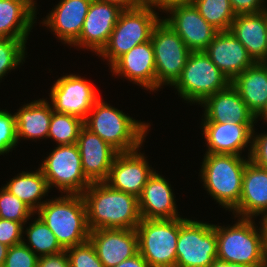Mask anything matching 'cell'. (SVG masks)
Instances as JSON below:
<instances>
[{"label": "cell", "instance_id": "obj_31", "mask_svg": "<svg viewBox=\"0 0 267 267\" xmlns=\"http://www.w3.org/2000/svg\"><path fill=\"white\" fill-rule=\"evenodd\" d=\"M199 14L218 31H229L236 17L230 0H191Z\"/></svg>", "mask_w": 267, "mask_h": 267}, {"label": "cell", "instance_id": "obj_20", "mask_svg": "<svg viewBox=\"0 0 267 267\" xmlns=\"http://www.w3.org/2000/svg\"><path fill=\"white\" fill-rule=\"evenodd\" d=\"M201 105L205 108L202 123L255 124L257 121L231 84L207 97Z\"/></svg>", "mask_w": 267, "mask_h": 267}, {"label": "cell", "instance_id": "obj_2", "mask_svg": "<svg viewBox=\"0 0 267 267\" xmlns=\"http://www.w3.org/2000/svg\"><path fill=\"white\" fill-rule=\"evenodd\" d=\"M238 219L231 227L216 225L217 259L249 267L263 265L267 262V233L262 222L258 228L252 218Z\"/></svg>", "mask_w": 267, "mask_h": 267}, {"label": "cell", "instance_id": "obj_37", "mask_svg": "<svg viewBox=\"0 0 267 267\" xmlns=\"http://www.w3.org/2000/svg\"><path fill=\"white\" fill-rule=\"evenodd\" d=\"M38 256L23 242L9 247L3 267H37Z\"/></svg>", "mask_w": 267, "mask_h": 267}, {"label": "cell", "instance_id": "obj_23", "mask_svg": "<svg viewBox=\"0 0 267 267\" xmlns=\"http://www.w3.org/2000/svg\"><path fill=\"white\" fill-rule=\"evenodd\" d=\"M160 174L153 173L138 197L142 219L180 218L171 185Z\"/></svg>", "mask_w": 267, "mask_h": 267}, {"label": "cell", "instance_id": "obj_9", "mask_svg": "<svg viewBox=\"0 0 267 267\" xmlns=\"http://www.w3.org/2000/svg\"><path fill=\"white\" fill-rule=\"evenodd\" d=\"M151 42L155 57L156 90L165 84L173 86L181 76L191 50L162 19L152 31Z\"/></svg>", "mask_w": 267, "mask_h": 267}, {"label": "cell", "instance_id": "obj_22", "mask_svg": "<svg viewBox=\"0 0 267 267\" xmlns=\"http://www.w3.org/2000/svg\"><path fill=\"white\" fill-rule=\"evenodd\" d=\"M234 217L253 218L267 213V169L251 160L246 163L239 204L233 209Z\"/></svg>", "mask_w": 267, "mask_h": 267}, {"label": "cell", "instance_id": "obj_32", "mask_svg": "<svg viewBox=\"0 0 267 267\" xmlns=\"http://www.w3.org/2000/svg\"><path fill=\"white\" fill-rule=\"evenodd\" d=\"M84 121L76 116L53 111L48 137L58 145H72L77 142Z\"/></svg>", "mask_w": 267, "mask_h": 267}, {"label": "cell", "instance_id": "obj_13", "mask_svg": "<svg viewBox=\"0 0 267 267\" xmlns=\"http://www.w3.org/2000/svg\"><path fill=\"white\" fill-rule=\"evenodd\" d=\"M171 17L162 18L191 51H204L219 32L200 14L192 2L169 8Z\"/></svg>", "mask_w": 267, "mask_h": 267}, {"label": "cell", "instance_id": "obj_44", "mask_svg": "<svg viewBox=\"0 0 267 267\" xmlns=\"http://www.w3.org/2000/svg\"><path fill=\"white\" fill-rule=\"evenodd\" d=\"M103 2L115 4L123 10H129L141 5V0H100Z\"/></svg>", "mask_w": 267, "mask_h": 267}, {"label": "cell", "instance_id": "obj_42", "mask_svg": "<svg viewBox=\"0 0 267 267\" xmlns=\"http://www.w3.org/2000/svg\"><path fill=\"white\" fill-rule=\"evenodd\" d=\"M188 2L191 0H141V5L150 9L158 8L167 11L171 7Z\"/></svg>", "mask_w": 267, "mask_h": 267}, {"label": "cell", "instance_id": "obj_18", "mask_svg": "<svg viewBox=\"0 0 267 267\" xmlns=\"http://www.w3.org/2000/svg\"><path fill=\"white\" fill-rule=\"evenodd\" d=\"M204 52L230 81L255 63L230 31H219Z\"/></svg>", "mask_w": 267, "mask_h": 267}, {"label": "cell", "instance_id": "obj_19", "mask_svg": "<svg viewBox=\"0 0 267 267\" xmlns=\"http://www.w3.org/2000/svg\"><path fill=\"white\" fill-rule=\"evenodd\" d=\"M110 67L114 75L125 76L144 89L156 90L155 57L151 40L133 47Z\"/></svg>", "mask_w": 267, "mask_h": 267}, {"label": "cell", "instance_id": "obj_25", "mask_svg": "<svg viewBox=\"0 0 267 267\" xmlns=\"http://www.w3.org/2000/svg\"><path fill=\"white\" fill-rule=\"evenodd\" d=\"M229 31L243 44L255 62L264 59L267 53V10L236 15Z\"/></svg>", "mask_w": 267, "mask_h": 267}, {"label": "cell", "instance_id": "obj_43", "mask_svg": "<svg viewBox=\"0 0 267 267\" xmlns=\"http://www.w3.org/2000/svg\"><path fill=\"white\" fill-rule=\"evenodd\" d=\"M115 267H149L146 260L138 252L132 258L126 259Z\"/></svg>", "mask_w": 267, "mask_h": 267}, {"label": "cell", "instance_id": "obj_7", "mask_svg": "<svg viewBox=\"0 0 267 267\" xmlns=\"http://www.w3.org/2000/svg\"><path fill=\"white\" fill-rule=\"evenodd\" d=\"M158 17L154 9L142 5L123 10L108 43L98 55L108 59L111 66L133 47L151 40L152 31L161 20Z\"/></svg>", "mask_w": 267, "mask_h": 267}, {"label": "cell", "instance_id": "obj_24", "mask_svg": "<svg viewBox=\"0 0 267 267\" xmlns=\"http://www.w3.org/2000/svg\"><path fill=\"white\" fill-rule=\"evenodd\" d=\"M91 1L61 0L43 20V24L51 28L59 40L72 46L81 34Z\"/></svg>", "mask_w": 267, "mask_h": 267}, {"label": "cell", "instance_id": "obj_50", "mask_svg": "<svg viewBox=\"0 0 267 267\" xmlns=\"http://www.w3.org/2000/svg\"><path fill=\"white\" fill-rule=\"evenodd\" d=\"M261 63L267 65V53H266L264 59L261 61Z\"/></svg>", "mask_w": 267, "mask_h": 267}, {"label": "cell", "instance_id": "obj_8", "mask_svg": "<svg viewBox=\"0 0 267 267\" xmlns=\"http://www.w3.org/2000/svg\"><path fill=\"white\" fill-rule=\"evenodd\" d=\"M229 78L204 51H191L181 76L173 85L188 102L201 104L207 97L226 89Z\"/></svg>", "mask_w": 267, "mask_h": 267}, {"label": "cell", "instance_id": "obj_10", "mask_svg": "<svg viewBox=\"0 0 267 267\" xmlns=\"http://www.w3.org/2000/svg\"><path fill=\"white\" fill-rule=\"evenodd\" d=\"M215 259L216 225L186 218L180 224L175 267H209Z\"/></svg>", "mask_w": 267, "mask_h": 267}, {"label": "cell", "instance_id": "obj_3", "mask_svg": "<svg viewBox=\"0 0 267 267\" xmlns=\"http://www.w3.org/2000/svg\"><path fill=\"white\" fill-rule=\"evenodd\" d=\"M84 126L121 153L141 148L149 124L127 116L100 98L92 106Z\"/></svg>", "mask_w": 267, "mask_h": 267}, {"label": "cell", "instance_id": "obj_36", "mask_svg": "<svg viewBox=\"0 0 267 267\" xmlns=\"http://www.w3.org/2000/svg\"><path fill=\"white\" fill-rule=\"evenodd\" d=\"M18 144L15 113L0 110V155L8 153Z\"/></svg>", "mask_w": 267, "mask_h": 267}, {"label": "cell", "instance_id": "obj_21", "mask_svg": "<svg viewBox=\"0 0 267 267\" xmlns=\"http://www.w3.org/2000/svg\"><path fill=\"white\" fill-rule=\"evenodd\" d=\"M204 138L210 154H233L241 156L242 150L252 143L254 124L202 123ZM241 151V152H240Z\"/></svg>", "mask_w": 267, "mask_h": 267}, {"label": "cell", "instance_id": "obj_15", "mask_svg": "<svg viewBox=\"0 0 267 267\" xmlns=\"http://www.w3.org/2000/svg\"><path fill=\"white\" fill-rule=\"evenodd\" d=\"M138 151L118 153L105 181L111 188L136 197L141 195L143 187L155 172Z\"/></svg>", "mask_w": 267, "mask_h": 267}, {"label": "cell", "instance_id": "obj_1", "mask_svg": "<svg viewBox=\"0 0 267 267\" xmlns=\"http://www.w3.org/2000/svg\"><path fill=\"white\" fill-rule=\"evenodd\" d=\"M87 224L96 229H136L142 220L138 197L111 188L105 182L91 183L83 192Z\"/></svg>", "mask_w": 267, "mask_h": 267}, {"label": "cell", "instance_id": "obj_39", "mask_svg": "<svg viewBox=\"0 0 267 267\" xmlns=\"http://www.w3.org/2000/svg\"><path fill=\"white\" fill-rule=\"evenodd\" d=\"M252 134V143L250 144L249 158L257 166L267 169V133L255 136Z\"/></svg>", "mask_w": 267, "mask_h": 267}, {"label": "cell", "instance_id": "obj_48", "mask_svg": "<svg viewBox=\"0 0 267 267\" xmlns=\"http://www.w3.org/2000/svg\"><path fill=\"white\" fill-rule=\"evenodd\" d=\"M260 116H262L261 119L263 118L267 122V103L265 107L263 108V110L256 116V119H258V117Z\"/></svg>", "mask_w": 267, "mask_h": 267}, {"label": "cell", "instance_id": "obj_41", "mask_svg": "<svg viewBox=\"0 0 267 267\" xmlns=\"http://www.w3.org/2000/svg\"><path fill=\"white\" fill-rule=\"evenodd\" d=\"M37 267H70L66 250L58 254L40 256Z\"/></svg>", "mask_w": 267, "mask_h": 267}, {"label": "cell", "instance_id": "obj_4", "mask_svg": "<svg viewBox=\"0 0 267 267\" xmlns=\"http://www.w3.org/2000/svg\"><path fill=\"white\" fill-rule=\"evenodd\" d=\"M55 200H45L36 212L54 233L59 244L67 249L89 240L90 229L87 224V209L84 197L66 194Z\"/></svg>", "mask_w": 267, "mask_h": 267}, {"label": "cell", "instance_id": "obj_17", "mask_svg": "<svg viewBox=\"0 0 267 267\" xmlns=\"http://www.w3.org/2000/svg\"><path fill=\"white\" fill-rule=\"evenodd\" d=\"M76 144L86 178L91 183L105 182L119 152L85 126L81 128Z\"/></svg>", "mask_w": 267, "mask_h": 267}, {"label": "cell", "instance_id": "obj_49", "mask_svg": "<svg viewBox=\"0 0 267 267\" xmlns=\"http://www.w3.org/2000/svg\"><path fill=\"white\" fill-rule=\"evenodd\" d=\"M262 224H263V227L265 228V231L267 233V213L265 214V216L261 219Z\"/></svg>", "mask_w": 267, "mask_h": 267}, {"label": "cell", "instance_id": "obj_5", "mask_svg": "<svg viewBox=\"0 0 267 267\" xmlns=\"http://www.w3.org/2000/svg\"><path fill=\"white\" fill-rule=\"evenodd\" d=\"M245 160L239 155L205 153L200 173L204 188L226 210H233L240 201Z\"/></svg>", "mask_w": 267, "mask_h": 267}, {"label": "cell", "instance_id": "obj_46", "mask_svg": "<svg viewBox=\"0 0 267 267\" xmlns=\"http://www.w3.org/2000/svg\"><path fill=\"white\" fill-rule=\"evenodd\" d=\"M9 247L0 243V267H3Z\"/></svg>", "mask_w": 267, "mask_h": 267}, {"label": "cell", "instance_id": "obj_34", "mask_svg": "<svg viewBox=\"0 0 267 267\" xmlns=\"http://www.w3.org/2000/svg\"><path fill=\"white\" fill-rule=\"evenodd\" d=\"M34 212L19 198L4 187L0 189V218L20 222L25 225Z\"/></svg>", "mask_w": 267, "mask_h": 267}, {"label": "cell", "instance_id": "obj_33", "mask_svg": "<svg viewBox=\"0 0 267 267\" xmlns=\"http://www.w3.org/2000/svg\"><path fill=\"white\" fill-rule=\"evenodd\" d=\"M27 40L0 37V79L17 68L25 58Z\"/></svg>", "mask_w": 267, "mask_h": 267}, {"label": "cell", "instance_id": "obj_6", "mask_svg": "<svg viewBox=\"0 0 267 267\" xmlns=\"http://www.w3.org/2000/svg\"><path fill=\"white\" fill-rule=\"evenodd\" d=\"M186 218L142 219L135 229L138 252L149 267H175L180 224Z\"/></svg>", "mask_w": 267, "mask_h": 267}, {"label": "cell", "instance_id": "obj_29", "mask_svg": "<svg viewBox=\"0 0 267 267\" xmlns=\"http://www.w3.org/2000/svg\"><path fill=\"white\" fill-rule=\"evenodd\" d=\"M3 187L23 201L35 214L45 203L41 202V198L50 190L40 168L36 172L22 171Z\"/></svg>", "mask_w": 267, "mask_h": 267}, {"label": "cell", "instance_id": "obj_47", "mask_svg": "<svg viewBox=\"0 0 267 267\" xmlns=\"http://www.w3.org/2000/svg\"><path fill=\"white\" fill-rule=\"evenodd\" d=\"M22 2L35 16H36V3L34 0H16Z\"/></svg>", "mask_w": 267, "mask_h": 267}, {"label": "cell", "instance_id": "obj_26", "mask_svg": "<svg viewBox=\"0 0 267 267\" xmlns=\"http://www.w3.org/2000/svg\"><path fill=\"white\" fill-rule=\"evenodd\" d=\"M231 85L256 117L267 103V65L255 62L236 76Z\"/></svg>", "mask_w": 267, "mask_h": 267}, {"label": "cell", "instance_id": "obj_14", "mask_svg": "<svg viewBox=\"0 0 267 267\" xmlns=\"http://www.w3.org/2000/svg\"><path fill=\"white\" fill-rule=\"evenodd\" d=\"M122 11L123 9L115 4L92 0L81 34L72 45L90 48L91 51L99 54L108 43Z\"/></svg>", "mask_w": 267, "mask_h": 267}, {"label": "cell", "instance_id": "obj_12", "mask_svg": "<svg viewBox=\"0 0 267 267\" xmlns=\"http://www.w3.org/2000/svg\"><path fill=\"white\" fill-rule=\"evenodd\" d=\"M49 96L53 111L73 115L83 121L99 99L92 83L73 74L60 77Z\"/></svg>", "mask_w": 267, "mask_h": 267}, {"label": "cell", "instance_id": "obj_35", "mask_svg": "<svg viewBox=\"0 0 267 267\" xmlns=\"http://www.w3.org/2000/svg\"><path fill=\"white\" fill-rule=\"evenodd\" d=\"M66 250L70 267H104L91 242L69 247Z\"/></svg>", "mask_w": 267, "mask_h": 267}, {"label": "cell", "instance_id": "obj_45", "mask_svg": "<svg viewBox=\"0 0 267 267\" xmlns=\"http://www.w3.org/2000/svg\"><path fill=\"white\" fill-rule=\"evenodd\" d=\"M209 267H249L244 264H238L234 262H224L218 259H215L212 264L209 265Z\"/></svg>", "mask_w": 267, "mask_h": 267}, {"label": "cell", "instance_id": "obj_30", "mask_svg": "<svg viewBox=\"0 0 267 267\" xmlns=\"http://www.w3.org/2000/svg\"><path fill=\"white\" fill-rule=\"evenodd\" d=\"M29 240L28 244L23 239V243L29 247L38 257L44 255L58 254L65 249L59 244L54 233L48 228L45 222L38 217L26 228Z\"/></svg>", "mask_w": 267, "mask_h": 267}, {"label": "cell", "instance_id": "obj_40", "mask_svg": "<svg viewBox=\"0 0 267 267\" xmlns=\"http://www.w3.org/2000/svg\"><path fill=\"white\" fill-rule=\"evenodd\" d=\"M264 0H230L231 7L236 15L254 14L267 10Z\"/></svg>", "mask_w": 267, "mask_h": 267}, {"label": "cell", "instance_id": "obj_51", "mask_svg": "<svg viewBox=\"0 0 267 267\" xmlns=\"http://www.w3.org/2000/svg\"><path fill=\"white\" fill-rule=\"evenodd\" d=\"M258 267H267V262L266 263H264L263 265H261V266H258Z\"/></svg>", "mask_w": 267, "mask_h": 267}, {"label": "cell", "instance_id": "obj_38", "mask_svg": "<svg viewBox=\"0 0 267 267\" xmlns=\"http://www.w3.org/2000/svg\"><path fill=\"white\" fill-rule=\"evenodd\" d=\"M23 227L20 222L0 218V243L11 247L23 242Z\"/></svg>", "mask_w": 267, "mask_h": 267}, {"label": "cell", "instance_id": "obj_28", "mask_svg": "<svg viewBox=\"0 0 267 267\" xmlns=\"http://www.w3.org/2000/svg\"><path fill=\"white\" fill-rule=\"evenodd\" d=\"M36 16L16 0H0V37L28 40Z\"/></svg>", "mask_w": 267, "mask_h": 267}, {"label": "cell", "instance_id": "obj_27", "mask_svg": "<svg viewBox=\"0 0 267 267\" xmlns=\"http://www.w3.org/2000/svg\"><path fill=\"white\" fill-rule=\"evenodd\" d=\"M46 99L34 100L15 113L17 139L48 138L52 106Z\"/></svg>", "mask_w": 267, "mask_h": 267}, {"label": "cell", "instance_id": "obj_11", "mask_svg": "<svg viewBox=\"0 0 267 267\" xmlns=\"http://www.w3.org/2000/svg\"><path fill=\"white\" fill-rule=\"evenodd\" d=\"M40 169L47 179L49 189L55 186L66 194L82 195L91 182L83 173L77 144L57 145L44 159Z\"/></svg>", "mask_w": 267, "mask_h": 267}, {"label": "cell", "instance_id": "obj_16", "mask_svg": "<svg viewBox=\"0 0 267 267\" xmlns=\"http://www.w3.org/2000/svg\"><path fill=\"white\" fill-rule=\"evenodd\" d=\"M89 241L104 267H115L138 253V236L135 229L91 230Z\"/></svg>", "mask_w": 267, "mask_h": 267}]
</instances>
